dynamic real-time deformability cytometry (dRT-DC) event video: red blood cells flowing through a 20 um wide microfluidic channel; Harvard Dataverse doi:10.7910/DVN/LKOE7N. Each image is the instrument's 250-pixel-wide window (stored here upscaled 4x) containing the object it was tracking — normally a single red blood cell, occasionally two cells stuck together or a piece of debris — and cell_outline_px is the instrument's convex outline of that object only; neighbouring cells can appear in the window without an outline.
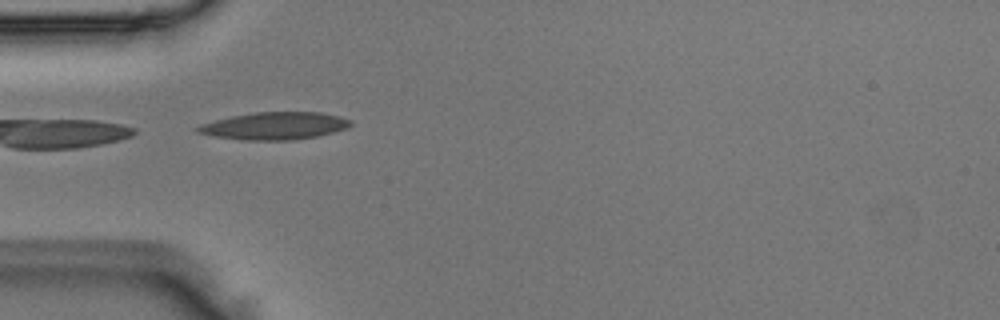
{"species": "Egyptian fruit bat (a non-hibernating species)", "species_latin": "Rousettus aegyptiacus", "temperature_condition": "room temperature", "stored_images_in_passage": 4, "camera_frame_rate_fps": 3000, "um_per_image_px": 0.085, "animal": {"sex": "male"}, "frame": {"image": 1, "passage_image": 1, "time_ms": 0.0, "image_size_px": [1000, 320], "cell_outline_px": [[352, 124], [348, 128], [320, 136], [292, 140], [248, 140], [216, 136], [196, 132], [196, 128], [200, 124], [232, 116], [256, 112], [320, 112], [340, 116], [352, 120]], "centroid_in_image_um": [23.41, 10.69], "position_along_channel_um": 61.6, "area_um2": 24.39}}
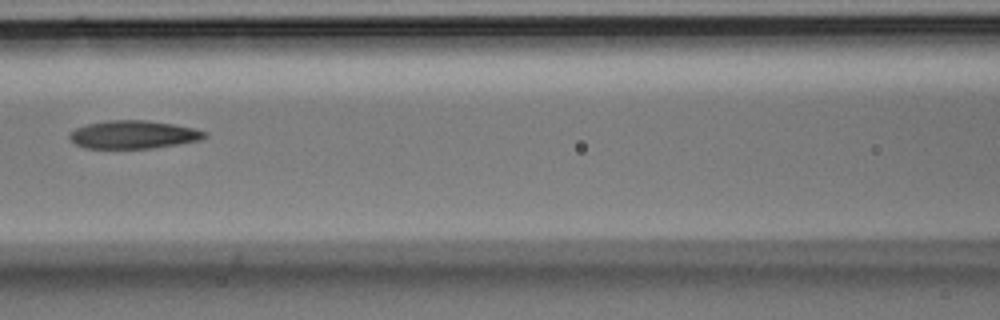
{"frame": {"image": 2, "passage_image": 3, "time_ms": 0.667, "image_size_px": [1000, 320], "cell_outline_px": [[208, 136], [200, 140], [152, 148], [84, 148], [76, 144], [68, 136], [68, 132], [76, 128], [88, 124], [108, 120], [144, 120], [172, 124], [196, 128], [208, 132]], "centroid_in_image_um": [11.35, 11.44], "position_along_channel_um": 155.3, "area_um2": 22.08}}
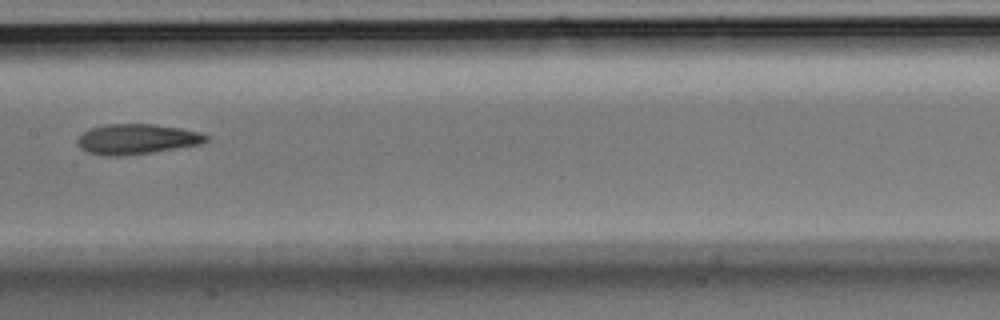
{"frame": {"image": 3, "passage_image": 4, "time_ms": 1.0, "image_size_px": [1000, 320], "cell_outline_px": [[208, 140], [200, 144], [152, 152], [120, 156], [108, 156], [88, 152], [80, 148], [76, 140], [84, 132], [92, 128], [108, 124], [156, 124], [180, 128], [200, 132], [208, 136]], "centroid_in_image_um": [11.63, 11.82], "position_along_channel_um": 195.8, "area_um2": 22.43}}